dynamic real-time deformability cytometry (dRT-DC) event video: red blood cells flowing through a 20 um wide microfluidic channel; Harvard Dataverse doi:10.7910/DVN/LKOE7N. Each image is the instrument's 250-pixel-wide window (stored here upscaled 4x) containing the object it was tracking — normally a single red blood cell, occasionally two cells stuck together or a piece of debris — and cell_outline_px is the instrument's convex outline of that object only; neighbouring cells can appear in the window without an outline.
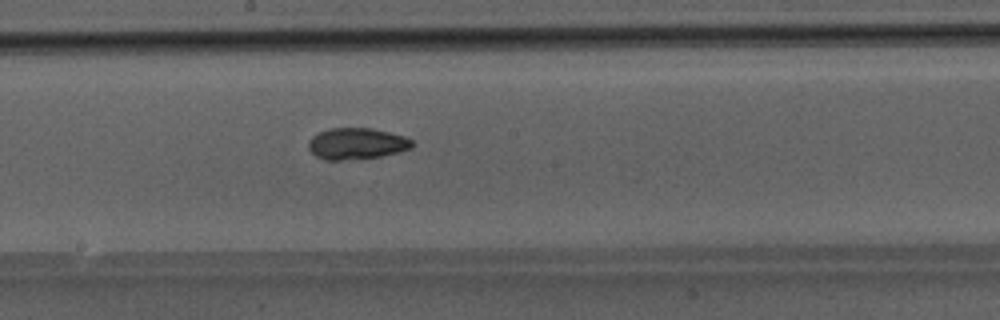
{"species": "Egyptian fruit bat (a non-hibernating species)", "species_latin": "Rousettus aegyptiacus", "temperature_condition": "room temperature", "stored_images_in_passage": 27, "camera_frame_rate_fps": 3000, "um_per_image_px": 0.085, "animal": {"sex": "male"}, "frame": {"image": 1, "passage_image": 12, "time_ms": 3.667, "image_size_px": [1000, 320], "cell_outline_px": [[412, 148], [400, 152], [380, 156], [340, 160], [324, 160], [316, 156], [308, 148], [308, 144], [312, 136], [328, 128], [372, 128], [404, 136], [412, 140]], "centroid_in_image_um": [30.31, 12.2], "position_along_channel_um": 217.9, "area_um2": 18.84}}
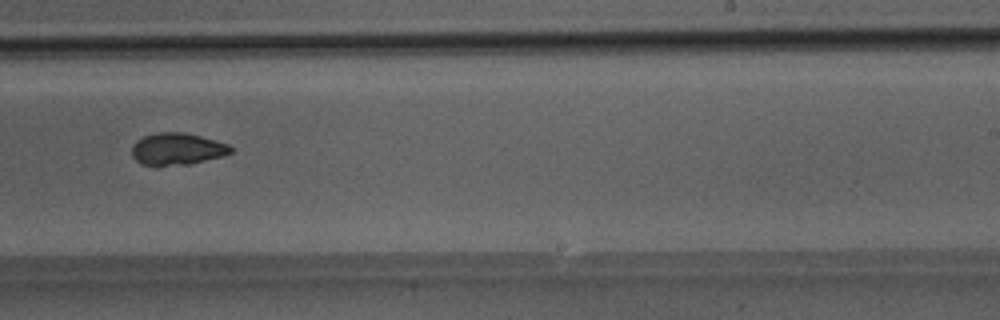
{"frame": {"image": 2, "passage_image": 16, "time_ms": 5.0, "image_size_px": [1000, 320], "cell_outline_px": [[232, 152], [224, 156], [188, 164], [156, 168], [140, 164], [132, 156], [132, 144], [136, 140], [144, 136], [156, 132], [184, 132], [216, 140], [228, 144], [232, 148]], "centroid_in_image_um": [15.01, 12.69], "position_along_channel_um": 274.0, "area_um2": 18.96}}
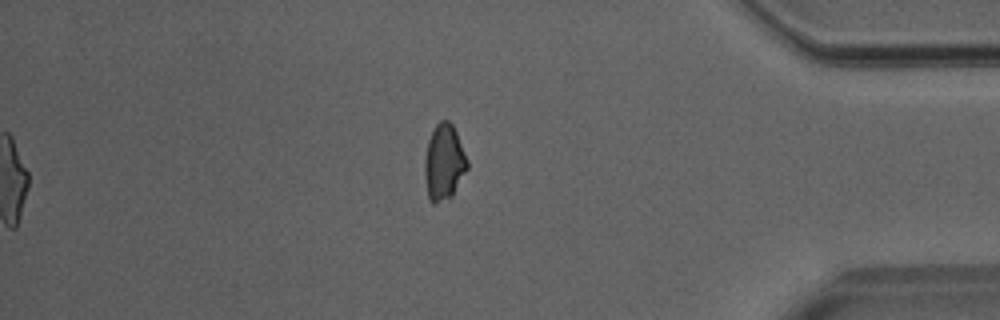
{"frame": {"image": 3, "passage_image": 27, "time_ms": 8.667, "image_size_px": [1000, 320], "cell_outline_px": [[468, 168], [452, 196], [432, 204], [428, 200], [424, 176], [424, 160], [428, 140], [436, 124], [440, 120], [448, 120], [452, 124], [456, 132], [468, 160]], "centroid_in_image_um": [37.72, 13.81], "position_along_channel_um": 397.5, "area_um2": 18.9}}